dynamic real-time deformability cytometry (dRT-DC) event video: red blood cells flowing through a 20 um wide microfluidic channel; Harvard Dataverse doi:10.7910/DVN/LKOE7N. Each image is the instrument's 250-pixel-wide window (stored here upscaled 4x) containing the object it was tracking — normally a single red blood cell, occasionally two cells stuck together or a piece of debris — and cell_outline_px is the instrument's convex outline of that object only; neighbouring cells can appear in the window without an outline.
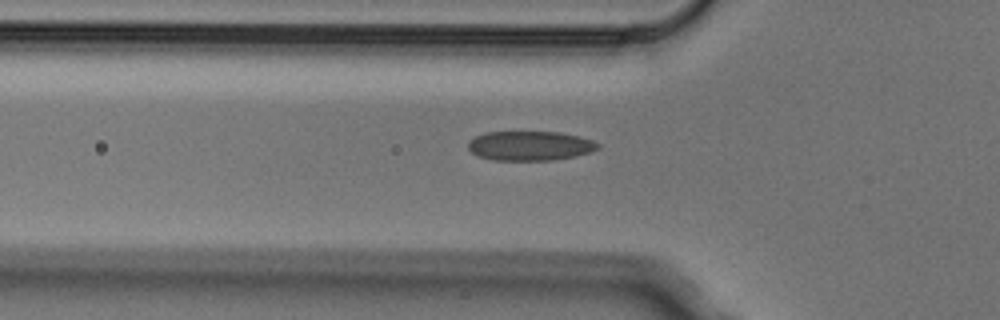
{"species": "Egyptian fruit bat (a non-hibernating species)", "species_latin": "Rousettus aegyptiacus", "temperature_condition": "cold", "stored_images_in_passage": 4, "camera_frame_rate_fps": 3000, "um_per_image_px": 0.085, "animal": {"sex": "male"}, "frame": {"image": 1, "passage_image": 4, "time_ms": 1.0, "image_size_px": [1000, 320], "cell_outline_px": [[600, 148], [592, 152], [552, 160], [492, 160], [476, 156], [468, 148], [468, 140], [476, 136], [488, 132], [560, 132], [592, 140], [600, 144]], "centroid_in_image_um": [45.03, 12.39], "position_along_channel_um": 80.8, "area_um2": 22.25}}